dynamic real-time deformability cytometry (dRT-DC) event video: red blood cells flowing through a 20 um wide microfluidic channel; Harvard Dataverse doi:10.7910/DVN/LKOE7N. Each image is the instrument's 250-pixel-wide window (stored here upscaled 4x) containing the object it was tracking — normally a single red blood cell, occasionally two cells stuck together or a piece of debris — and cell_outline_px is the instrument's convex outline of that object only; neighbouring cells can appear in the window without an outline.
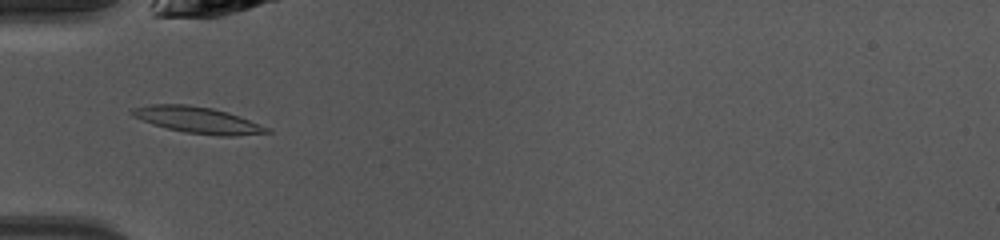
{"species": "common noctule bat (a hibernating species)", "species_latin": "Nyctalus noctula", "temperature_condition": "warm", "stored_images_in_passage": 41, "camera_frame_rate_fps": 3000, "um_per_image_px": 0.085, "animal": {"sex": "female", "body_mass_g": 10.0, "forearm_length_mm": 53.1}, "frame": {"image": 1, "passage_image": 9, "time_ms": 2.667, "image_size_px": [1000, 240], "cell_outline_px": [[272, 132], [236, 136], [220, 136], [184, 132], [152, 124], [132, 116], [128, 112], [132, 108], [152, 104], [188, 104], [212, 108], [228, 112], [272, 128]], "centroid_in_image_um": [16.82, 10.2], "position_along_channel_um": 68.2, "area_um2": 20.87}}
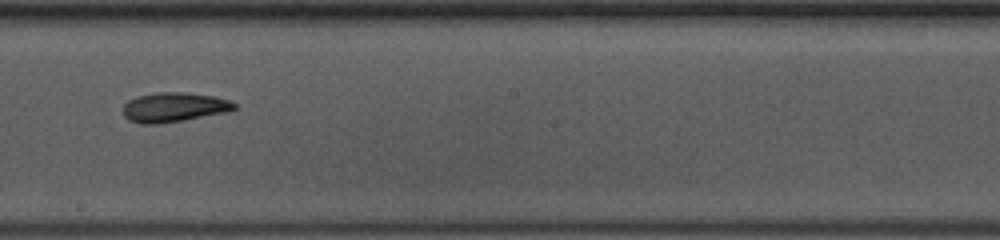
{"frame": {"image": 2, "passage_image": 21, "time_ms": 6.667, "image_size_px": [1000, 240], "cell_outline_px": [[236, 108], [224, 112], [184, 120], [160, 124], [140, 124], [128, 120], [124, 116], [124, 104], [128, 100], [136, 96], [156, 92], [180, 92], [216, 96], [228, 100], [236, 104]], "centroid_in_image_um": [14.74, 9.11], "position_along_channel_um": 233.5, "area_um2": 19.13}}
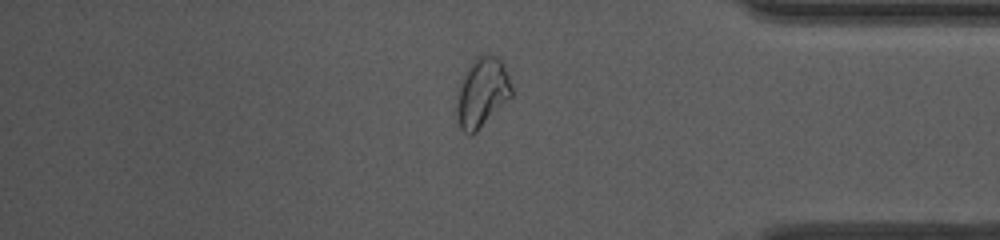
{"frame": {"image": 3, "passage_image": 34, "time_ms": 11.0, "image_size_px": [1000, 240], "cell_outline_px": [[512, 96], [476, 132], [464, 132], [460, 128], [456, 116], [456, 100], [460, 84], [464, 72], [468, 64], [480, 52], [488, 52], [496, 56], [504, 64], [508, 72], [512, 88]], "centroid_in_image_um": [40.97, 7.78], "position_along_channel_um": 394.2, "area_um2": 22.6}, "authors_computed_cell_mechanics": {"area_um2": 19.5364, "velocity_mm_per_s": 4.1158, "shape_relaxation_time_tau1_ms": 5.419, "shape_relaxation_time_tau2_ms": 4.279, "deformation_change_tau1": 0.1612, "deformation_change_tau2": 0.1019}}